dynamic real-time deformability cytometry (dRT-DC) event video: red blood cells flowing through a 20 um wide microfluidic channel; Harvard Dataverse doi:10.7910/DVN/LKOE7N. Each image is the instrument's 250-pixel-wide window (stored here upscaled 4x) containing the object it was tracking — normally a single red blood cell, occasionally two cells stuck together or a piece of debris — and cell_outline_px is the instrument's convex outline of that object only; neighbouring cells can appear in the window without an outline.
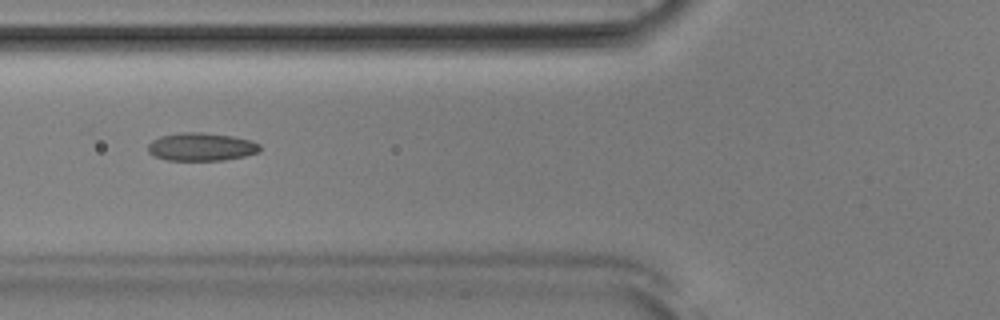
{"species": "Egyptian fruit bat (a non-hibernating species)", "species_latin": "Rousettus aegyptiacus", "temperature_condition": "room temperature", "stored_images_in_passage": 30, "camera_frame_rate_fps": 3000, "um_per_image_px": 0.085, "animal": {"sex": "male"}, "frame": {"image": 1, "passage_image": 7, "time_ms": 2.0, "image_size_px": [1000, 320], "cell_outline_px": [[260, 152], [244, 156], [224, 160], [168, 160], [152, 156], [148, 152], [148, 144], [152, 140], [160, 136], [180, 132], [204, 132], [232, 136], [252, 140], [260, 144]], "centroid_in_image_um": [17.1, 12.47], "position_along_channel_um": 108.7, "area_um2": 18.5}}
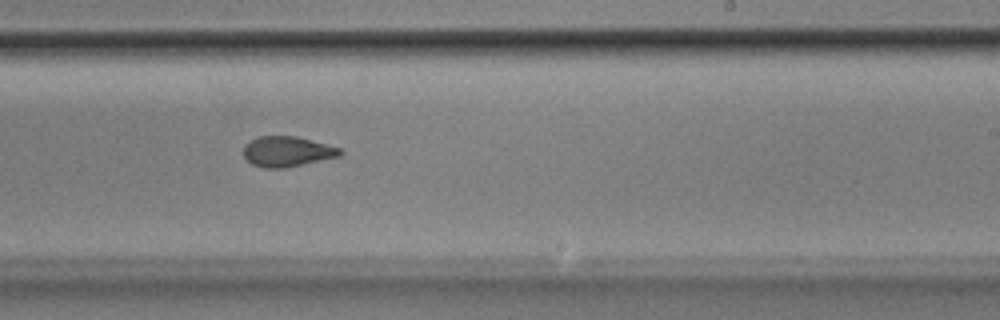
{"frame": {"image": 2, "passage_image": 19, "time_ms": 6.0, "image_size_px": [1000, 320], "cell_outline_px": [[344, 152], [340, 156], [284, 168], [264, 168], [252, 164], [244, 156], [244, 144], [260, 136], [296, 136], [340, 148]], "centroid_in_image_um": [24.4, 12.88], "position_along_channel_um": 264.6, "area_um2": 16.88}}
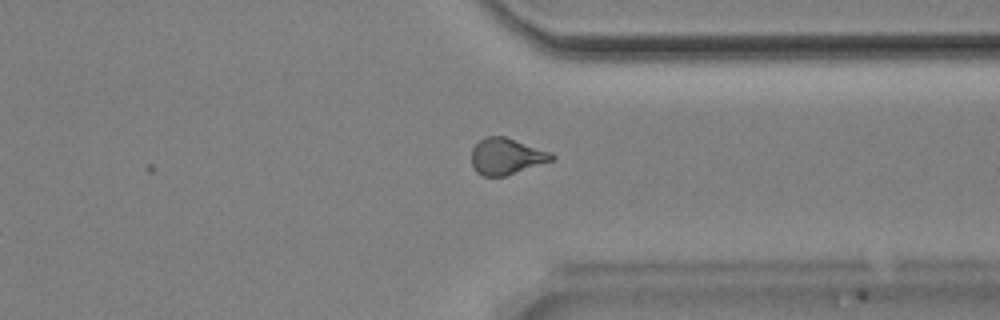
{"frame": {"image": 3, "passage_image": 27, "time_ms": 8.667, "image_size_px": [1000, 320], "cell_outline_px": [[556, 160], [504, 176], [484, 176], [476, 172], [472, 164], [472, 148], [480, 140], [488, 136], [504, 136], [552, 152], [556, 156]], "centroid_in_image_um": [43.09, 13.29], "position_along_channel_um": 368.3, "area_um2": 17.05}, "authors_computed_cell_mechanics": {"area_um2": 17.4267, "velocity_mm_per_s": 3.9038, "shape_relaxation_time_tau1_ms": 8.2984, "shape_relaxation_time_tau2_ms": 2.6302, "deformation_change_tau1": 0.1672, "deformation_change_tau2": 0.0861}}